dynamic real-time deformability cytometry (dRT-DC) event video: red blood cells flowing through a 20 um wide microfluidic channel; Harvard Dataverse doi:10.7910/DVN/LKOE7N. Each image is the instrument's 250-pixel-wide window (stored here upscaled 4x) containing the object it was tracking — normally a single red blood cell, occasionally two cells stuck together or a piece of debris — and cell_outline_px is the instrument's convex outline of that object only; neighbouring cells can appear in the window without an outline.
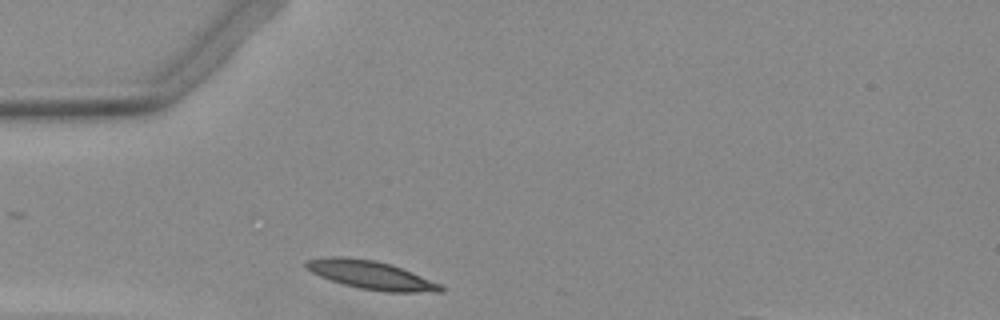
{"species": "Egyptian fruit bat (a non-hibernating species)", "species_latin": "Rousettus aegyptiacus", "temperature_condition": "warm", "stored_images_in_passage": 30, "camera_frame_rate_fps": 3000, "um_per_image_px": 0.085, "animal": {"sex": "female"}, "frame": {"image": 1, "passage_image": 1, "time_ms": 0.0, "image_size_px": [1000, 320], "cell_outline_px": [[444, 292], [384, 292], [360, 288], [344, 284], [320, 276], [304, 268], [304, 264], [308, 260], [328, 256], [344, 256], [376, 260], [392, 264], [412, 272], [440, 284], [444, 288]], "centroid_in_image_um": [31.53, 23.36], "position_along_channel_um": 53.5, "area_um2": 22.31}}
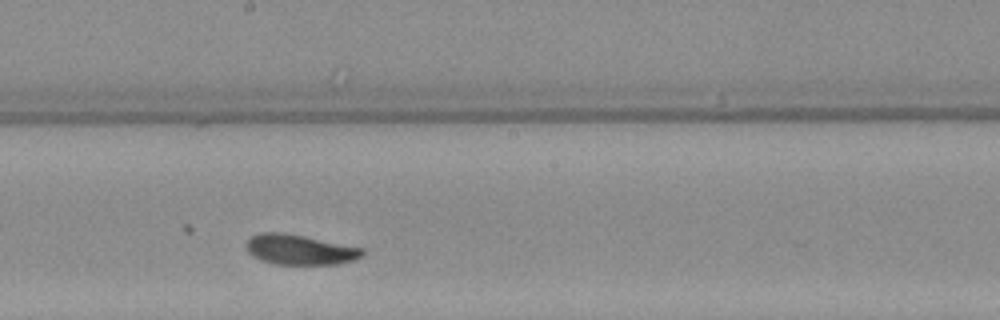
{"frame": {"image": 2, "passage_image": 15, "time_ms": 4.667, "image_size_px": [1000, 320], "cell_outline_px": [[364, 256], [356, 260], [340, 264], [272, 264], [260, 260], [252, 256], [244, 248], [244, 244], [252, 236], [260, 232], [284, 232], [364, 248]], "centroid_in_image_um": [25.47, 21.22], "position_along_channel_um": 222.7, "area_um2": 20.75}}
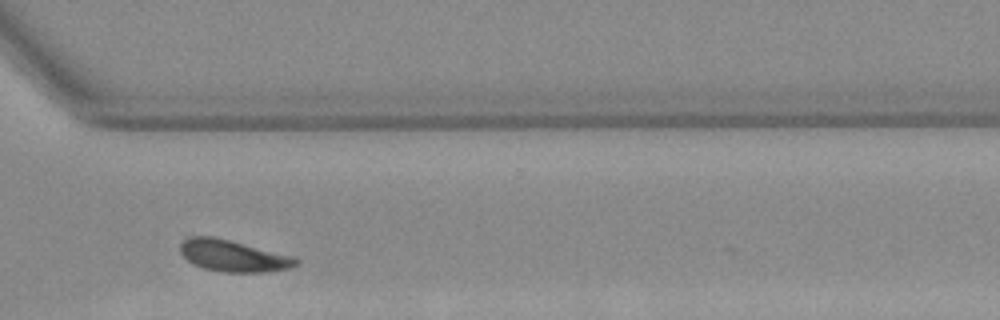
{"frame": {"image": 3, "passage_image": 25, "time_ms": 8.0, "image_size_px": [1000, 320], "cell_outline_px": [[300, 264], [288, 268], [268, 272], [220, 272], [204, 268], [192, 264], [180, 252], [180, 244], [184, 240], [192, 236], [212, 236], [296, 256], [300, 260]], "centroid_in_image_um": [19.86, 21.75], "position_along_channel_um": 350.7, "area_um2": 21.44}}